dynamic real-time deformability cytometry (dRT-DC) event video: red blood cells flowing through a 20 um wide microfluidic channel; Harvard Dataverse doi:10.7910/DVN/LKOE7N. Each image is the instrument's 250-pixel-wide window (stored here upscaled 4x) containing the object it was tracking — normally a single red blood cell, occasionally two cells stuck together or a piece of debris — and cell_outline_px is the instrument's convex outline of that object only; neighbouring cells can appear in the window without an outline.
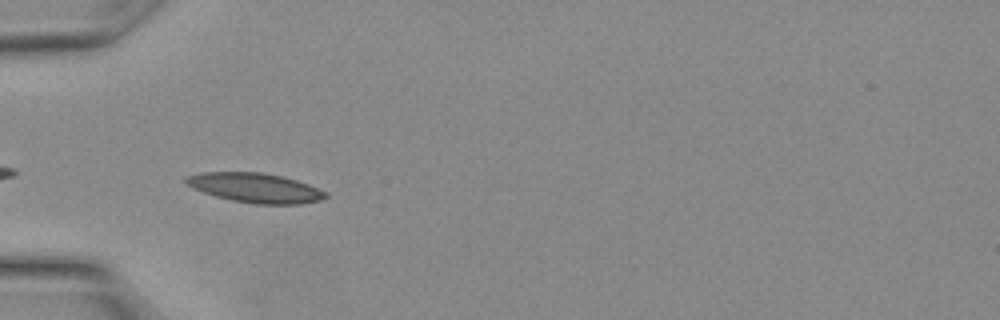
{"species": "Egyptian fruit bat (a non-hibernating species)", "species_latin": "Rousettus aegyptiacus", "temperature_condition": "warm", "stored_images_in_passage": 12, "camera_frame_rate_fps": 3000, "um_per_image_px": 0.085, "animal": {"sex": "female"}, "frame": {"image": 1, "passage_image": 3, "time_ms": 0.667, "image_size_px": [1000, 320], "cell_outline_px": [[328, 196], [320, 200], [300, 204], [256, 204], [232, 200], [216, 196], [192, 188], [184, 180], [184, 176], [200, 172], [260, 172], [280, 176], [296, 180], [308, 184], [328, 192]], "centroid_in_image_um": [21.69, 15.96], "position_along_channel_um": 63.3, "area_um2": 23.99}}